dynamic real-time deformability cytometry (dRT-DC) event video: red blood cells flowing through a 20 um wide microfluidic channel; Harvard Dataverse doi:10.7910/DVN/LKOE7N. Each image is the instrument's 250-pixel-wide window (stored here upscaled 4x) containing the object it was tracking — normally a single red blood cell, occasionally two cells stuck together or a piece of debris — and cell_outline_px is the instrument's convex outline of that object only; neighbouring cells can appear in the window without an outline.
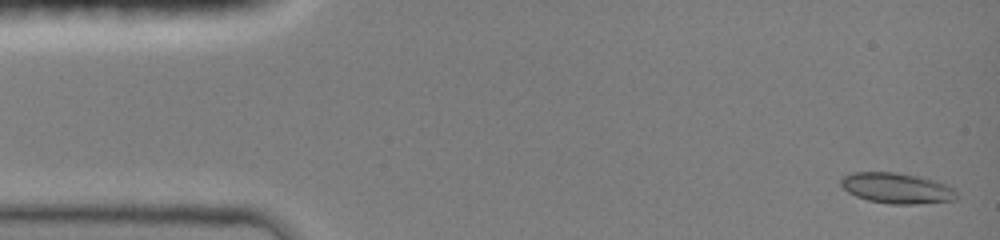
{"species": "common noctule bat (a hibernating species)", "species_latin": "Nyctalus noctula", "temperature_condition": "room temperature", "stored_images_in_passage": 47, "camera_frame_rate_fps": 3000, "um_per_image_px": 0.085, "animal": {"sex": "female", "body_mass_g": 19.0, "forearm_length_mm": 51.5}, "frame": {"image": 1, "passage_image": 1, "time_ms": 0.0, "image_size_px": [1000, 240], "cell_outline_px": [[956, 200], [916, 204], [888, 204], [868, 200], [856, 196], [848, 192], [840, 184], [840, 180], [844, 176], [852, 172], [896, 172], [920, 176], [944, 184], [952, 188], [956, 192]], "centroid_in_image_um": [76.2, 15.99], "position_along_channel_um": 8.8, "area_um2": 20.58}}
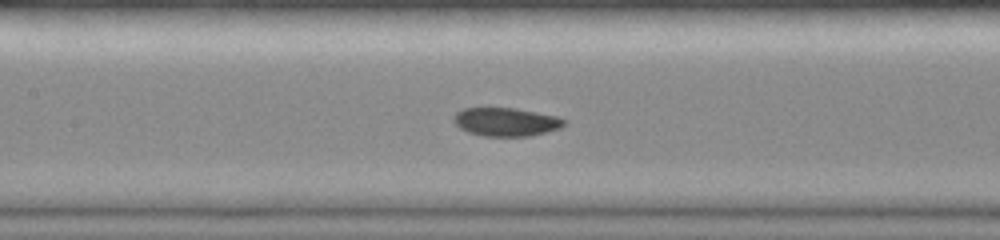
{"frame": {"image": 2, "passage_image": 21, "time_ms": 6.667, "image_size_px": [1000, 240], "cell_outline_px": [[568, 124], [560, 128], [528, 136], [484, 136], [468, 132], [460, 128], [452, 120], [452, 116], [456, 112], [464, 108], [516, 108], [560, 116], [568, 120]], "centroid_in_image_um": [43.05, 10.35], "position_along_channel_um": 164.4, "area_um2": 18.55}}
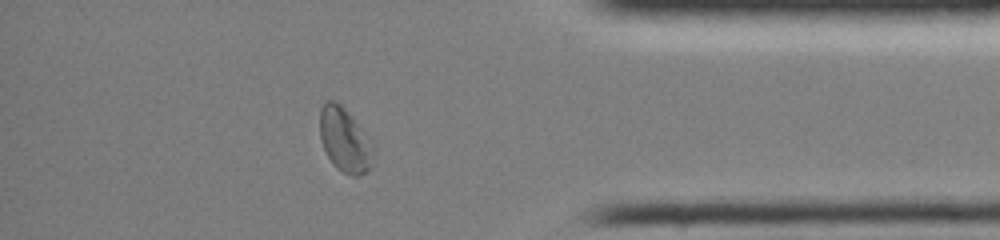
{"frame": {"image": 3, "passage_image": 40, "time_ms": 13.0, "image_size_px": [1000, 240], "cell_outline_px": [[376, 148], [372, 164], [368, 172], [360, 176], [352, 176], [336, 168], [332, 164], [320, 140], [320, 108], [324, 100], [336, 100], [352, 116]], "centroid_in_image_um": [29.32, 11.91], "position_along_channel_um": 405.9, "area_um2": 20.4}, "authors_computed_cell_mechanics": {"area_um2": 19.0162, "velocity_mm_per_s": 4.043, "shape_relaxation_time_tau1_ms": 3.9798, "shape_relaxation_time_tau2_ms": 0.6372, "deformation_change_tau1": 0.0919, "deformation_change_tau2": 0.0309}}